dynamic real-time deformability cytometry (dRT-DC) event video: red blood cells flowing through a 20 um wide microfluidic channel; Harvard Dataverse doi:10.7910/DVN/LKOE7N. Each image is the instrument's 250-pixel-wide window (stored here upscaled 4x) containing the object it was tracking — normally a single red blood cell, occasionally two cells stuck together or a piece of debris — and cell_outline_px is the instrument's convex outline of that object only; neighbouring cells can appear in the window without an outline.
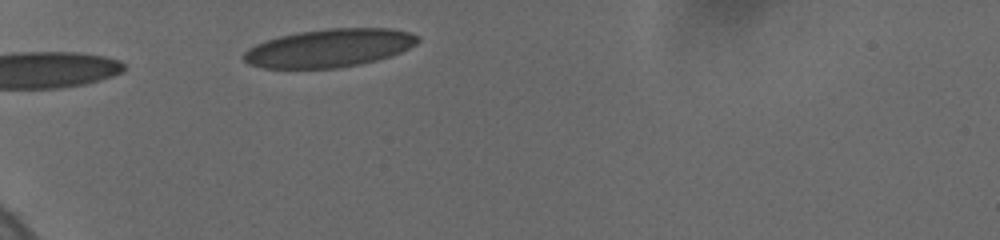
{"species": "human", "species_latin": "Homo sapiens", "temperature_condition": "cold", "stored_images_in_passage": 5, "camera_frame_rate_fps": 3000, "um_per_image_px": 0.085, "donor": {"sex": "female"}, "frame": {"image": 1, "passage_image": 2, "time_ms": 1.0, "image_size_px": [1000, 240], "cell_outline_px": [[420, 40], [416, 44], [400, 52], [376, 60], [360, 64], [336, 68], [264, 68], [248, 64], [240, 56], [248, 48], [256, 44], [280, 36], [300, 32], [328, 28], [388, 28], [408, 32], [420, 36]], "centroid_in_image_um": [27.97, 4.08], "position_along_channel_um": 57.0, "area_um2": 38.55}}
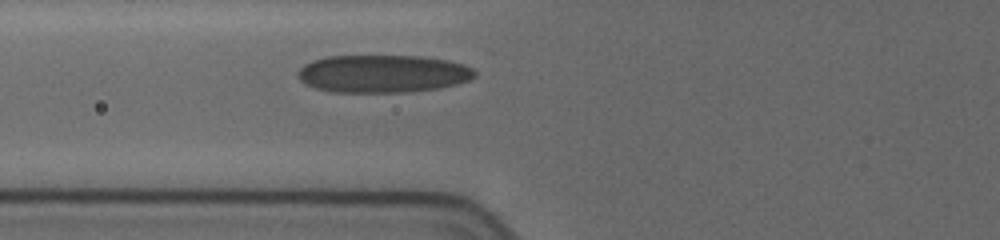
{"frame": {"image": 2, "passage_image": 5, "time_ms": 2.667, "image_size_px": [1000, 240], "cell_outline_px": [[476, 76], [468, 80], [456, 84], [436, 88], [404, 92], [336, 92], [316, 88], [300, 80], [296, 72], [304, 64], [312, 60], [328, 56], [420, 56], [448, 60], [464, 64], [472, 68], [476, 72]], "centroid_in_image_um": [32.54, 6.25], "position_along_channel_um": 93.3, "area_um2": 38.78}}